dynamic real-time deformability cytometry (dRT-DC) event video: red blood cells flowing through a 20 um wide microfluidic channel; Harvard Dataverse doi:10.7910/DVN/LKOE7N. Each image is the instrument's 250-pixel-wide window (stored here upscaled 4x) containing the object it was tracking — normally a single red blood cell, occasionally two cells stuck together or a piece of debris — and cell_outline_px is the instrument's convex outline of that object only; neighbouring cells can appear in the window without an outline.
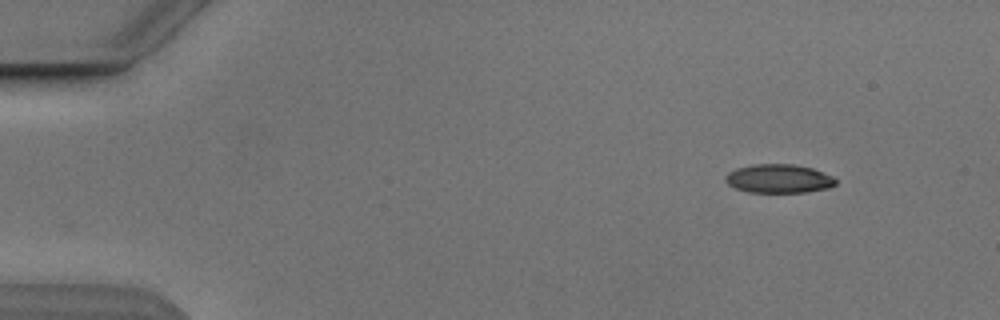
{"species": "Egyptian fruit bat (a non-hibernating species)", "species_latin": "Rousettus aegyptiacus", "temperature_condition": "cold", "stored_images_in_passage": 3, "camera_frame_rate_fps": 3000, "um_per_image_px": 0.085, "animal": {"sex": "male"}, "frame": {"image": 1, "passage_image": 1, "time_ms": 0.0, "image_size_px": [1000, 320], "cell_outline_px": [[836, 184], [832, 188], [804, 192], [748, 192], [736, 188], [728, 184], [724, 180], [724, 176], [728, 172], [736, 168], [752, 164], [792, 164], [812, 168], [832, 176], [836, 180]], "centroid_in_image_um": [66.18, 15.18], "position_along_channel_um": 18.8, "area_um2": 18.55}}
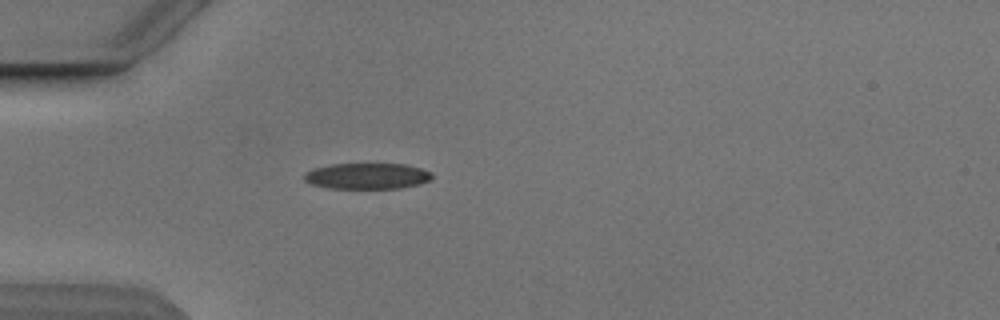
{"frame": {"image": 2, "passage_image": 3, "time_ms": 3.333, "image_size_px": [1000, 320], "cell_outline_px": [[432, 180], [420, 184], [400, 188], [328, 188], [312, 184], [304, 180], [304, 172], [312, 168], [332, 164], [404, 164], [420, 168], [432, 172]], "centroid_in_image_um": [31.21, 14.96], "position_along_channel_um": 53.8, "area_um2": 19.42}}